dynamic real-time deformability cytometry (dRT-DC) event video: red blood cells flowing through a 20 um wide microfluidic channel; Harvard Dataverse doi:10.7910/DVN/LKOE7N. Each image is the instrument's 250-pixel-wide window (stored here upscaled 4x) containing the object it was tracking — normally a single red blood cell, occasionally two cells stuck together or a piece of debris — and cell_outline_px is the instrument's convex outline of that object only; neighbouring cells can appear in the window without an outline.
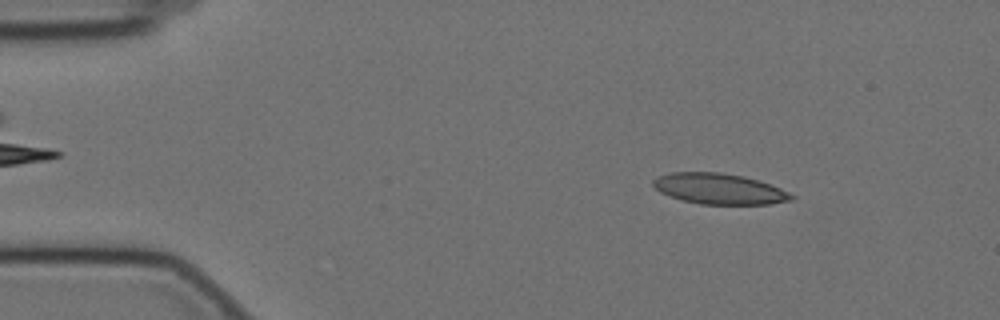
{"species": "Egyptian fruit bat (a non-hibernating species)", "species_latin": "Rousettus aegyptiacus", "temperature_condition": "cold", "stored_images_in_passage": 30, "camera_frame_rate_fps": 3000, "um_per_image_px": 0.085, "animal": {"sex": "female"}, "frame": {"image": 1, "passage_image": 7, "time_ms": 2.0, "image_size_px": [1000, 320], "cell_outline_px": [[796, 196], [792, 200], [772, 204], [700, 204], [680, 200], [660, 192], [652, 184], [652, 180], [656, 176], [672, 172], [720, 172], [744, 176], [760, 180], [780, 188]], "centroid_in_image_um": [61.13, 16.04], "position_along_channel_um": 23.9, "area_um2": 24.97}}
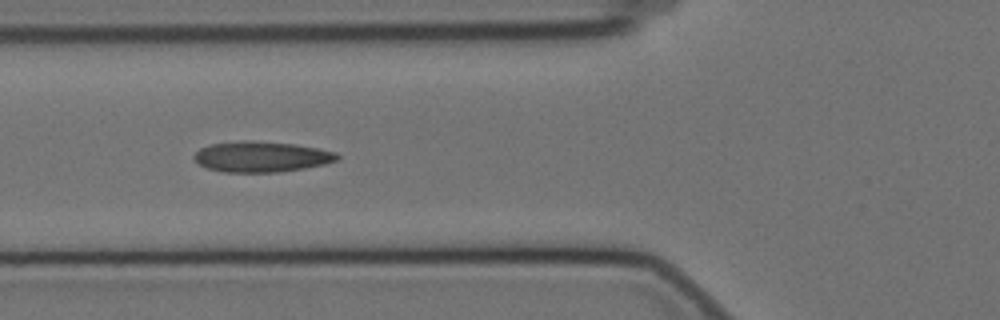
{"frame": {"image": 2, "passage_image": 20, "time_ms": 6.333, "image_size_px": [1000, 320], "cell_outline_px": [[340, 156], [336, 160], [324, 164], [304, 168], [280, 172], [224, 172], [208, 168], [200, 164], [192, 156], [200, 148], [212, 144], [244, 140], [252, 140], [292, 144], [316, 148], [336, 152]], "centroid_in_image_um": [22.21, 13.32], "position_along_channel_um": 103.6, "area_um2": 25.32}}
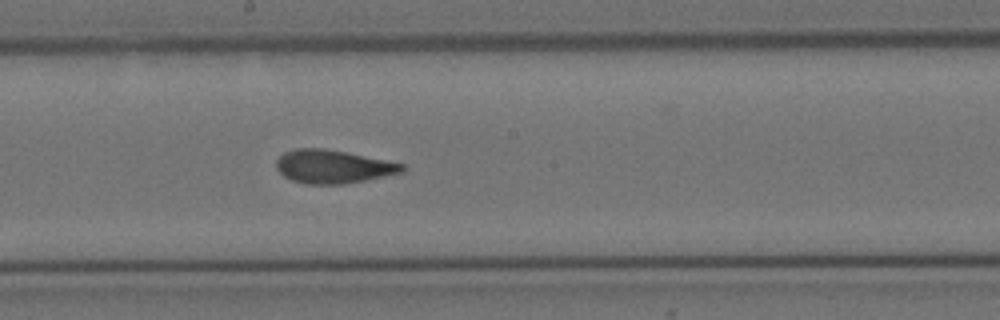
{"frame": {"image": 3, "passage_image": 30, "time_ms": 9.667, "image_size_px": [1000, 320], "cell_outline_px": [[404, 172], [344, 184], [304, 184], [292, 180], [284, 176], [276, 168], [276, 160], [284, 152], [296, 148], [324, 148], [404, 164]], "centroid_in_image_um": [28.26, 14.16], "position_along_channel_um": 219.9, "area_um2": 24.22}}